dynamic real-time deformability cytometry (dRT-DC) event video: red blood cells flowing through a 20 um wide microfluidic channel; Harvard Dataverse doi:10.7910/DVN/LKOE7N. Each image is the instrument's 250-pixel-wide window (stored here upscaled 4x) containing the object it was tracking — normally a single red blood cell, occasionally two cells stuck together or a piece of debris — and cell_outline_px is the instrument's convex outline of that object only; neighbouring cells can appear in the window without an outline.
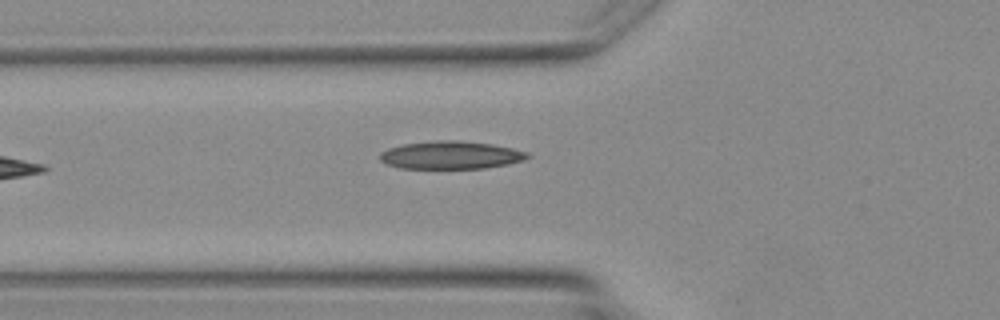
{"species": "Egyptian fruit bat (a non-hibernating species)", "species_latin": "Rousettus aegyptiacus", "temperature_condition": "warm", "stored_images_in_passage": 3, "camera_frame_rate_fps": 3000, "um_per_image_px": 0.085, "animal": {"sex": "female"}, "frame": {"image": 1, "passage_image": 3, "time_ms": 2.333, "image_size_px": [1000, 320], "cell_outline_px": [[532, 156], [524, 160], [508, 164], [484, 168], [400, 168], [388, 164], [380, 160], [380, 152], [388, 148], [404, 144], [432, 140], [460, 140], [492, 144], [512, 148], [528, 152]], "centroid_in_image_um": [38.34, 13.17], "position_along_channel_um": 87.5, "area_um2": 24.04}}